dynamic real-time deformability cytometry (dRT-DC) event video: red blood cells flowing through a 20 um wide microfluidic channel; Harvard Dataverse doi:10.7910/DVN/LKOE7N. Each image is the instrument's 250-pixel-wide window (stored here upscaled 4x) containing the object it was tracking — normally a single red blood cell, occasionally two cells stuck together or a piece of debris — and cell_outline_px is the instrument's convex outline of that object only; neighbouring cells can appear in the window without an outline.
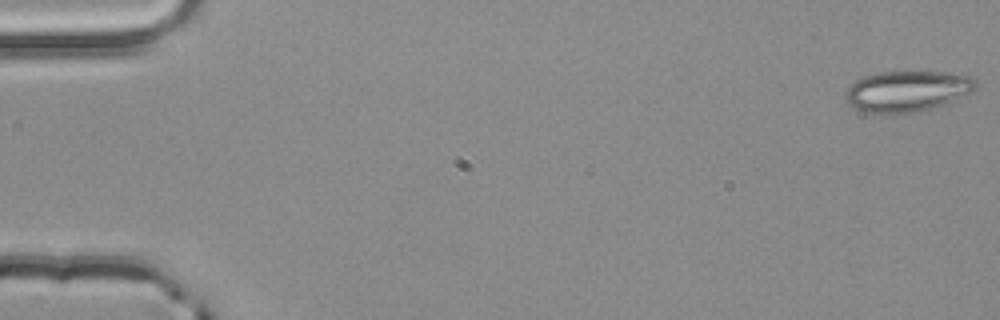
{"species": "common noctule bat (a hibernating species)", "species_latin": "Nyctalus noctula", "temperature_condition": "room temperature", "stored_images_in_passage": 4, "camera_frame_rate_fps": 3000, "um_per_image_px": 0.085, "animal": {"sex": "male", "body_mass_g": 20.4}, "frame": {"image": 1, "passage_image": 1, "time_ms": 0.0, "image_size_px": [1000, 320], "cell_outline_px": [[980, 84], [972, 92], [932, 108], [916, 112], [864, 112], [848, 104], [848, 88], [856, 80], [864, 76], [880, 72], [948, 72], [972, 76]], "centroid_in_image_um": [77.18, 7.72], "position_along_channel_um": 7.8, "area_um2": 30.52}}